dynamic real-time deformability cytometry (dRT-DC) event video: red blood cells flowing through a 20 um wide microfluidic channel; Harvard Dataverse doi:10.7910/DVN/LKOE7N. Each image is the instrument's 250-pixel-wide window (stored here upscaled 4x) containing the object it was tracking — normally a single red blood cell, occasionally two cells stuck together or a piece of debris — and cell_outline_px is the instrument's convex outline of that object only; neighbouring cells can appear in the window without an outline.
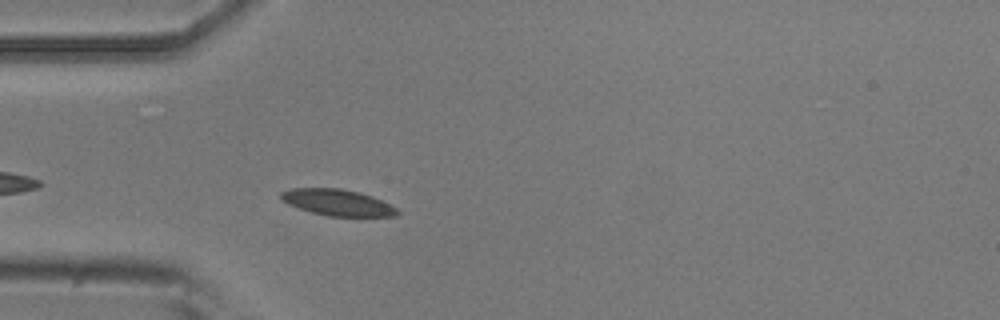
{"species": "common noctule bat (a hibernating species)", "species_latin": "Nyctalus noctula", "temperature_condition": "room temperature", "stored_images_in_passage": 2, "camera_frame_rate_fps": 3000, "um_per_image_px": 0.085, "animal": {"sex": "male", "body_mass_g": 20.5, "forearm_length_mm": 52.5}, "frame": {"image": 1, "passage_image": 2, "time_ms": 1.0, "image_size_px": [1000, 320], "cell_outline_px": [[400, 212], [396, 216], [328, 216], [312, 212], [288, 204], [280, 200], [280, 192], [292, 188], [340, 188], [372, 196], [396, 208]], "centroid_in_image_um": [28.65, 17.21], "position_along_channel_um": 56.4, "area_um2": 17.63}}